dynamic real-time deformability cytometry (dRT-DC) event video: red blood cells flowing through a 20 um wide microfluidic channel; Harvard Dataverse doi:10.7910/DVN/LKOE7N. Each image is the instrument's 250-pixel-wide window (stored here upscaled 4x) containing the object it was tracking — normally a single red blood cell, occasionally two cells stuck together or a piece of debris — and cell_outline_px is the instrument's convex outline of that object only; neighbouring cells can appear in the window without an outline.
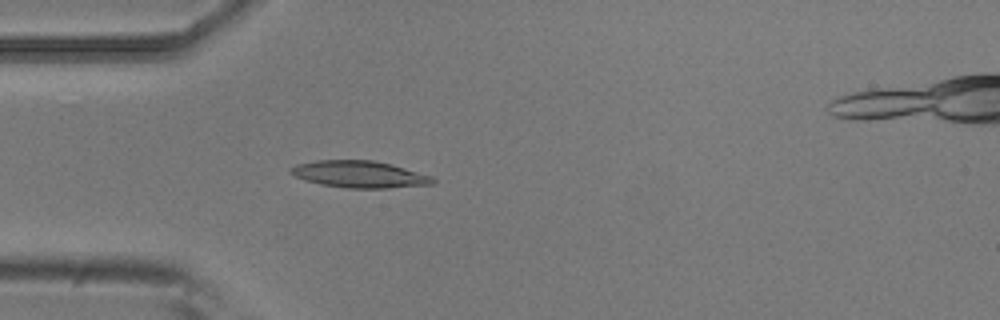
{"species": "common noctule bat (a hibernating species)", "species_latin": "Nyctalus noctula", "temperature_condition": "room temperature", "stored_images_in_passage": 4, "camera_frame_rate_fps": 3000, "um_per_image_px": 0.085, "animal": {"sex": "male", "body_mass_g": 20.5, "forearm_length_mm": 52.5}, "frame": {"image": 1, "passage_image": 4, "time_ms": 1.0, "image_size_px": [1000, 320], "cell_outline_px": [[436, 184], [388, 188], [344, 188], [320, 184], [304, 180], [288, 172], [288, 168], [296, 164], [316, 160], [372, 160], [392, 164], [432, 176], [436, 180]], "centroid_in_image_um": [30.55, 14.81], "position_along_channel_um": 54.5, "area_um2": 22.48}}